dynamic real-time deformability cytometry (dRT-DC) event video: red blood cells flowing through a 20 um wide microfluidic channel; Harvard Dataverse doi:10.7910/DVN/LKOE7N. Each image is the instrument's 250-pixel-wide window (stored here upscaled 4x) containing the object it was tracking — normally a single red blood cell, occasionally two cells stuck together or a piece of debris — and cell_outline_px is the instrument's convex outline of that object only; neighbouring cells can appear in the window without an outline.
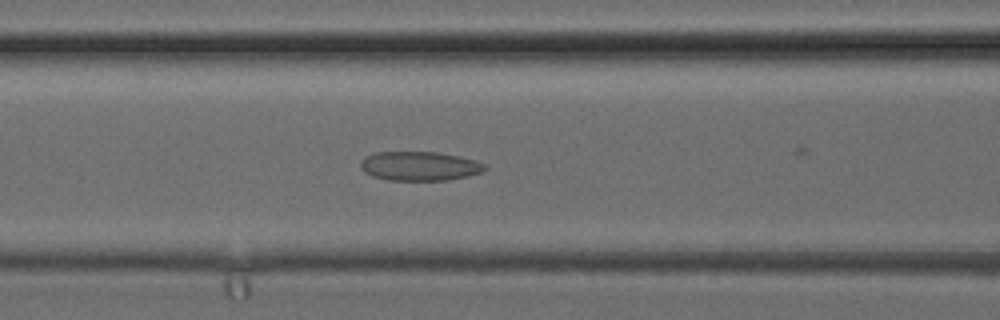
{"species": "common noctule bat (a hibernating species)", "species_latin": "Nyctalus noctula", "temperature_condition": "cold", "stored_images_in_passage": 7, "camera_frame_rate_fps": 3000, "um_per_image_px": 0.085, "animal": {"sex": "female", "body_mass_g": 24.6, "forearm_length_mm": 56.2}, "frame": {"image": 1, "passage_image": 3, "time_ms": 0.667, "image_size_px": [1000, 320], "cell_outline_px": [[488, 168], [484, 172], [468, 176], [448, 180], [388, 180], [372, 176], [364, 172], [360, 164], [360, 160], [364, 156], [376, 152], [440, 152], [460, 156], [476, 160], [484, 164]], "centroid_in_image_um": [35.68, 14.11], "position_along_channel_um": 130.9, "area_um2": 21.39}}
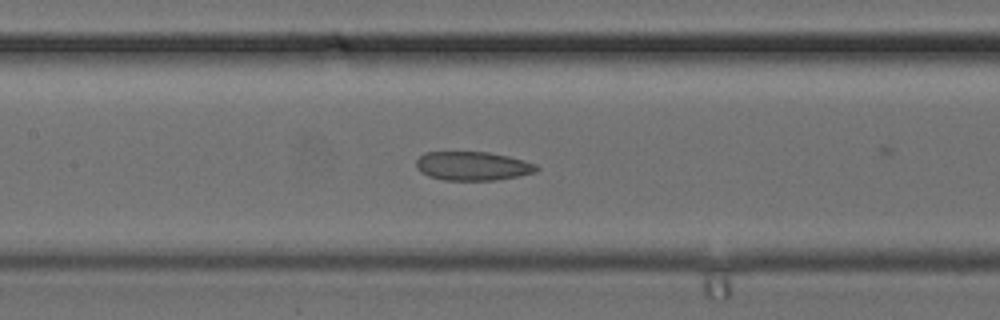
{"frame": {"image": 2, "passage_image": 5, "time_ms": 1.333, "image_size_px": [1000, 320], "cell_outline_px": [[540, 168], [536, 172], [520, 176], [496, 180], [444, 180], [428, 176], [420, 172], [416, 168], [416, 160], [424, 152], [488, 152], [508, 156], [524, 160], [536, 164]], "centroid_in_image_um": [40.18, 14.11], "position_along_channel_um": 167.2, "area_um2": 20.4}}